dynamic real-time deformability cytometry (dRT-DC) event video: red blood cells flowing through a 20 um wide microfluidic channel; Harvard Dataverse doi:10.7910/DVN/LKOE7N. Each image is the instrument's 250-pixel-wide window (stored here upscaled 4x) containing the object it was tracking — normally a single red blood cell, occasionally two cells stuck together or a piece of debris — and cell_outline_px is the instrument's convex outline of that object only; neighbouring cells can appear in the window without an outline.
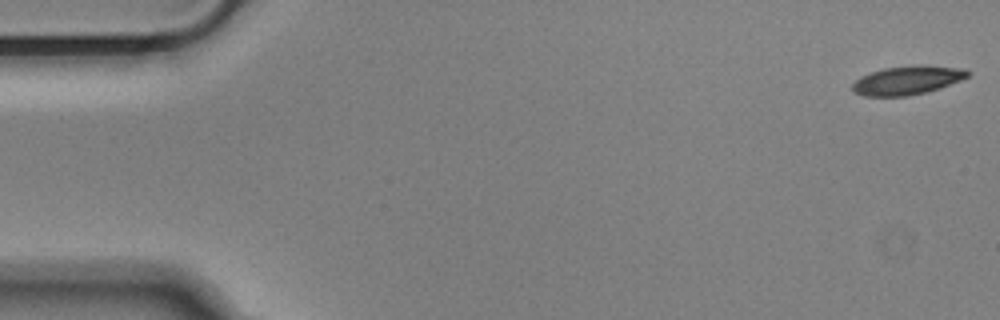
{"species": "Egyptian fruit bat (a non-hibernating species)", "species_latin": "Rousettus aegyptiacus", "temperature_condition": "cold", "stored_images_in_passage": 15, "camera_frame_rate_fps": 3000, "um_per_image_px": 0.085, "animal": {"sex": "male"}, "frame": {"image": 1, "passage_image": 1, "time_ms": 0.0, "image_size_px": [1000, 320], "cell_outline_px": [[972, 72], [968, 76], [960, 80], [940, 88], [908, 96], [864, 96], [852, 92], [852, 84], [860, 76], [884, 68], [916, 64], [920, 64], [964, 68]], "centroid_in_image_um": [77.13, 6.81], "position_along_channel_um": 7.9, "area_um2": 19.48}}
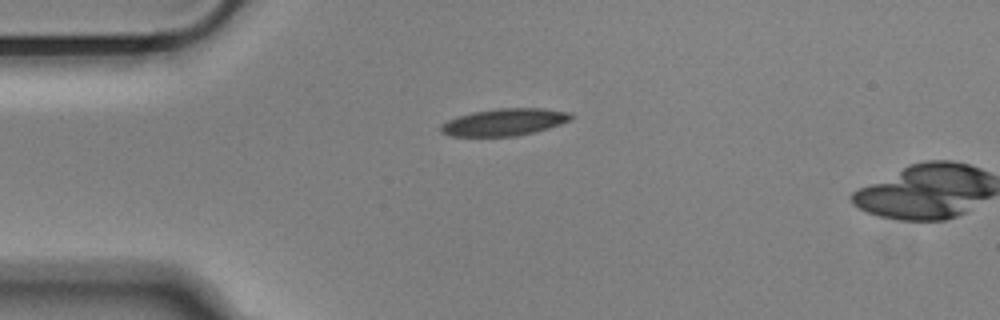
{"frame": {"image": 2, "passage_image": 13, "time_ms": 4.0, "image_size_px": [1000, 320], "cell_outline_px": [[576, 116], [572, 120], [536, 132], [516, 136], [448, 136], [440, 132], [440, 124], [448, 120], [472, 112], [496, 108], [544, 108], [572, 112]], "centroid_in_image_um": [42.92, 10.37], "position_along_channel_um": 42.1, "area_um2": 20.87}}